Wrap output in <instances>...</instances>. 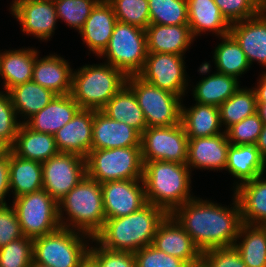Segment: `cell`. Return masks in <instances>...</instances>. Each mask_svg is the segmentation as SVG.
Instances as JSON below:
<instances>
[{
    "instance_id": "52a82bcc",
    "label": "cell",
    "mask_w": 266,
    "mask_h": 267,
    "mask_svg": "<svg viewBox=\"0 0 266 267\" xmlns=\"http://www.w3.org/2000/svg\"><path fill=\"white\" fill-rule=\"evenodd\" d=\"M141 146L91 149L86 157L87 176L102 184L107 181L143 178Z\"/></svg>"
},
{
    "instance_id": "5b68a950",
    "label": "cell",
    "mask_w": 266,
    "mask_h": 267,
    "mask_svg": "<svg viewBox=\"0 0 266 267\" xmlns=\"http://www.w3.org/2000/svg\"><path fill=\"white\" fill-rule=\"evenodd\" d=\"M126 81L122 71L106 62L85 65L73 71L70 94L80 109L100 111Z\"/></svg>"
},
{
    "instance_id": "7bdbcfd3",
    "label": "cell",
    "mask_w": 266,
    "mask_h": 267,
    "mask_svg": "<svg viewBox=\"0 0 266 267\" xmlns=\"http://www.w3.org/2000/svg\"><path fill=\"white\" fill-rule=\"evenodd\" d=\"M231 25L259 14L263 8L255 0H214Z\"/></svg>"
},
{
    "instance_id": "60d3db41",
    "label": "cell",
    "mask_w": 266,
    "mask_h": 267,
    "mask_svg": "<svg viewBox=\"0 0 266 267\" xmlns=\"http://www.w3.org/2000/svg\"><path fill=\"white\" fill-rule=\"evenodd\" d=\"M32 261V238L23 236L0 248V267H30Z\"/></svg>"
},
{
    "instance_id": "6da1fadb",
    "label": "cell",
    "mask_w": 266,
    "mask_h": 267,
    "mask_svg": "<svg viewBox=\"0 0 266 267\" xmlns=\"http://www.w3.org/2000/svg\"><path fill=\"white\" fill-rule=\"evenodd\" d=\"M233 196V206L230 208L194 197L176 208L171 215L201 252L231 247L237 241L243 224L239 202Z\"/></svg>"
},
{
    "instance_id": "9a60e30c",
    "label": "cell",
    "mask_w": 266,
    "mask_h": 267,
    "mask_svg": "<svg viewBox=\"0 0 266 267\" xmlns=\"http://www.w3.org/2000/svg\"><path fill=\"white\" fill-rule=\"evenodd\" d=\"M11 13L20 22L22 32L48 40L54 33L57 22L53 0H14Z\"/></svg>"
},
{
    "instance_id": "8992f818",
    "label": "cell",
    "mask_w": 266,
    "mask_h": 267,
    "mask_svg": "<svg viewBox=\"0 0 266 267\" xmlns=\"http://www.w3.org/2000/svg\"><path fill=\"white\" fill-rule=\"evenodd\" d=\"M85 238L93 239L85 233L62 227L34 238L33 260L49 267H79L89 251Z\"/></svg>"
},
{
    "instance_id": "816d5d0a",
    "label": "cell",
    "mask_w": 266,
    "mask_h": 267,
    "mask_svg": "<svg viewBox=\"0 0 266 267\" xmlns=\"http://www.w3.org/2000/svg\"><path fill=\"white\" fill-rule=\"evenodd\" d=\"M262 157L266 160V124H263L262 131L255 144Z\"/></svg>"
},
{
    "instance_id": "f546056e",
    "label": "cell",
    "mask_w": 266,
    "mask_h": 267,
    "mask_svg": "<svg viewBox=\"0 0 266 267\" xmlns=\"http://www.w3.org/2000/svg\"><path fill=\"white\" fill-rule=\"evenodd\" d=\"M35 59V48L6 50L1 53L0 76L4 79V89L7 92L11 88L32 80Z\"/></svg>"
},
{
    "instance_id": "b9f144b4",
    "label": "cell",
    "mask_w": 266,
    "mask_h": 267,
    "mask_svg": "<svg viewBox=\"0 0 266 267\" xmlns=\"http://www.w3.org/2000/svg\"><path fill=\"white\" fill-rule=\"evenodd\" d=\"M262 127L263 122L255 113L239 123L233 124L225 132L231 145H255Z\"/></svg>"
},
{
    "instance_id": "ab89813d",
    "label": "cell",
    "mask_w": 266,
    "mask_h": 267,
    "mask_svg": "<svg viewBox=\"0 0 266 267\" xmlns=\"http://www.w3.org/2000/svg\"><path fill=\"white\" fill-rule=\"evenodd\" d=\"M100 0H53L57 18L80 31Z\"/></svg>"
},
{
    "instance_id": "ac0fdd59",
    "label": "cell",
    "mask_w": 266,
    "mask_h": 267,
    "mask_svg": "<svg viewBox=\"0 0 266 267\" xmlns=\"http://www.w3.org/2000/svg\"><path fill=\"white\" fill-rule=\"evenodd\" d=\"M93 110L79 109L73 118L55 134L60 153H73L86 158L91 151Z\"/></svg>"
},
{
    "instance_id": "1f68e13d",
    "label": "cell",
    "mask_w": 266,
    "mask_h": 267,
    "mask_svg": "<svg viewBox=\"0 0 266 267\" xmlns=\"http://www.w3.org/2000/svg\"><path fill=\"white\" fill-rule=\"evenodd\" d=\"M10 189L14 198L43 189L42 163L10 152Z\"/></svg>"
},
{
    "instance_id": "d6986e66",
    "label": "cell",
    "mask_w": 266,
    "mask_h": 267,
    "mask_svg": "<svg viewBox=\"0 0 266 267\" xmlns=\"http://www.w3.org/2000/svg\"><path fill=\"white\" fill-rule=\"evenodd\" d=\"M230 143L226 132L209 137L189 138L186 165L197 169L224 170Z\"/></svg>"
},
{
    "instance_id": "7c38bea8",
    "label": "cell",
    "mask_w": 266,
    "mask_h": 267,
    "mask_svg": "<svg viewBox=\"0 0 266 267\" xmlns=\"http://www.w3.org/2000/svg\"><path fill=\"white\" fill-rule=\"evenodd\" d=\"M86 175V158L77 154L59 152L42 162L43 189L57 202Z\"/></svg>"
},
{
    "instance_id": "cb8c5ba5",
    "label": "cell",
    "mask_w": 266,
    "mask_h": 267,
    "mask_svg": "<svg viewBox=\"0 0 266 267\" xmlns=\"http://www.w3.org/2000/svg\"><path fill=\"white\" fill-rule=\"evenodd\" d=\"M80 109L71 94L56 95L49 104L25 121L32 130L54 135Z\"/></svg>"
},
{
    "instance_id": "f1b7e54d",
    "label": "cell",
    "mask_w": 266,
    "mask_h": 267,
    "mask_svg": "<svg viewBox=\"0 0 266 267\" xmlns=\"http://www.w3.org/2000/svg\"><path fill=\"white\" fill-rule=\"evenodd\" d=\"M181 107V124L188 138L215 136L222 127L218 106L196 103L190 108Z\"/></svg>"
},
{
    "instance_id": "8d00e7d4",
    "label": "cell",
    "mask_w": 266,
    "mask_h": 267,
    "mask_svg": "<svg viewBox=\"0 0 266 267\" xmlns=\"http://www.w3.org/2000/svg\"><path fill=\"white\" fill-rule=\"evenodd\" d=\"M221 124L226 131L233 124L252 116L257 110L255 90L239 88L230 98L219 106Z\"/></svg>"
},
{
    "instance_id": "f35d334b",
    "label": "cell",
    "mask_w": 266,
    "mask_h": 267,
    "mask_svg": "<svg viewBox=\"0 0 266 267\" xmlns=\"http://www.w3.org/2000/svg\"><path fill=\"white\" fill-rule=\"evenodd\" d=\"M117 21L146 29L150 25L148 0H107Z\"/></svg>"
},
{
    "instance_id": "603a6c76",
    "label": "cell",
    "mask_w": 266,
    "mask_h": 267,
    "mask_svg": "<svg viewBox=\"0 0 266 267\" xmlns=\"http://www.w3.org/2000/svg\"><path fill=\"white\" fill-rule=\"evenodd\" d=\"M145 32L148 53L184 55L194 39L188 24H150Z\"/></svg>"
},
{
    "instance_id": "4316f807",
    "label": "cell",
    "mask_w": 266,
    "mask_h": 267,
    "mask_svg": "<svg viewBox=\"0 0 266 267\" xmlns=\"http://www.w3.org/2000/svg\"><path fill=\"white\" fill-rule=\"evenodd\" d=\"M11 148L20 158L41 163L59 153L54 135L34 131L25 123L19 126L15 143Z\"/></svg>"
},
{
    "instance_id": "4fadbf2b",
    "label": "cell",
    "mask_w": 266,
    "mask_h": 267,
    "mask_svg": "<svg viewBox=\"0 0 266 267\" xmlns=\"http://www.w3.org/2000/svg\"><path fill=\"white\" fill-rule=\"evenodd\" d=\"M183 59V55L178 54L147 53L138 76L162 90L183 97L188 87Z\"/></svg>"
},
{
    "instance_id": "2e32d148",
    "label": "cell",
    "mask_w": 266,
    "mask_h": 267,
    "mask_svg": "<svg viewBox=\"0 0 266 267\" xmlns=\"http://www.w3.org/2000/svg\"><path fill=\"white\" fill-rule=\"evenodd\" d=\"M152 245L168 255L184 260L188 265L202 261L201 250L171 214H167L158 225Z\"/></svg>"
},
{
    "instance_id": "c3c4849f",
    "label": "cell",
    "mask_w": 266,
    "mask_h": 267,
    "mask_svg": "<svg viewBox=\"0 0 266 267\" xmlns=\"http://www.w3.org/2000/svg\"><path fill=\"white\" fill-rule=\"evenodd\" d=\"M23 237L20 223L12 205H0V248Z\"/></svg>"
},
{
    "instance_id": "f5cc1de1",
    "label": "cell",
    "mask_w": 266,
    "mask_h": 267,
    "mask_svg": "<svg viewBox=\"0 0 266 267\" xmlns=\"http://www.w3.org/2000/svg\"><path fill=\"white\" fill-rule=\"evenodd\" d=\"M11 149L12 148L8 143L0 139V160L7 158L11 152Z\"/></svg>"
},
{
    "instance_id": "e0dca14e",
    "label": "cell",
    "mask_w": 266,
    "mask_h": 267,
    "mask_svg": "<svg viewBox=\"0 0 266 267\" xmlns=\"http://www.w3.org/2000/svg\"><path fill=\"white\" fill-rule=\"evenodd\" d=\"M141 146V134L124 122L110 119L105 113L93 110L91 149H113Z\"/></svg>"
},
{
    "instance_id": "ffe728a7",
    "label": "cell",
    "mask_w": 266,
    "mask_h": 267,
    "mask_svg": "<svg viewBox=\"0 0 266 267\" xmlns=\"http://www.w3.org/2000/svg\"><path fill=\"white\" fill-rule=\"evenodd\" d=\"M230 34L239 43L250 66L258 61L266 67V9L259 14L230 25Z\"/></svg>"
},
{
    "instance_id": "bcb514c9",
    "label": "cell",
    "mask_w": 266,
    "mask_h": 267,
    "mask_svg": "<svg viewBox=\"0 0 266 267\" xmlns=\"http://www.w3.org/2000/svg\"><path fill=\"white\" fill-rule=\"evenodd\" d=\"M88 255L99 267H137L134 253L89 246Z\"/></svg>"
},
{
    "instance_id": "8fae6325",
    "label": "cell",
    "mask_w": 266,
    "mask_h": 267,
    "mask_svg": "<svg viewBox=\"0 0 266 267\" xmlns=\"http://www.w3.org/2000/svg\"><path fill=\"white\" fill-rule=\"evenodd\" d=\"M189 138L181 122L166 127H147L141 134L142 160L186 164Z\"/></svg>"
},
{
    "instance_id": "74e56055",
    "label": "cell",
    "mask_w": 266,
    "mask_h": 267,
    "mask_svg": "<svg viewBox=\"0 0 266 267\" xmlns=\"http://www.w3.org/2000/svg\"><path fill=\"white\" fill-rule=\"evenodd\" d=\"M150 24H188L187 0H148Z\"/></svg>"
},
{
    "instance_id": "5bb4252c",
    "label": "cell",
    "mask_w": 266,
    "mask_h": 267,
    "mask_svg": "<svg viewBox=\"0 0 266 267\" xmlns=\"http://www.w3.org/2000/svg\"><path fill=\"white\" fill-rule=\"evenodd\" d=\"M100 185L106 219L127 216L147 204L142 179L107 181Z\"/></svg>"
},
{
    "instance_id": "f907efd6",
    "label": "cell",
    "mask_w": 266,
    "mask_h": 267,
    "mask_svg": "<svg viewBox=\"0 0 266 267\" xmlns=\"http://www.w3.org/2000/svg\"><path fill=\"white\" fill-rule=\"evenodd\" d=\"M260 81L255 90L257 103H266V71L264 74H261Z\"/></svg>"
},
{
    "instance_id": "d590c367",
    "label": "cell",
    "mask_w": 266,
    "mask_h": 267,
    "mask_svg": "<svg viewBox=\"0 0 266 267\" xmlns=\"http://www.w3.org/2000/svg\"><path fill=\"white\" fill-rule=\"evenodd\" d=\"M222 42L214 50L216 72L239 78L250 68L245 53L231 34L222 36Z\"/></svg>"
},
{
    "instance_id": "d6a6232c",
    "label": "cell",
    "mask_w": 266,
    "mask_h": 267,
    "mask_svg": "<svg viewBox=\"0 0 266 267\" xmlns=\"http://www.w3.org/2000/svg\"><path fill=\"white\" fill-rule=\"evenodd\" d=\"M8 93L16 115L24 116V121L21 123H25L26 118L29 119L35 115L56 96L51 90L32 80L11 88Z\"/></svg>"
},
{
    "instance_id": "7a4b0ae2",
    "label": "cell",
    "mask_w": 266,
    "mask_h": 267,
    "mask_svg": "<svg viewBox=\"0 0 266 267\" xmlns=\"http://www.w3.org/2000/svg\"><path fill=\"white\" fill-rule=\"evenodd\" d=\"M166 215L162 208L147 203L127 216L106 219L92 242L112 251L135 253L152 244L157 227Z\"/></svg>"
},
{
    "instance_id": "d4e9b609",
    "label": "cell",
    "mask_w": 266,
    "mask_h": 267,
    "mask_svg": "<svg viewBox=\"0 0 266 267\" xmlns=\"http://www.w3.org/2000/svg\"><path fill=\"white\" fill-rule=\"evenodd\" d=\"M262 176L234 188L245 224L266 226V180Z\"/></svg>"
},
{
    "instance_id": "f6af8a7d",
    "label": "cell",
    "mask_w": 266,
    "mask_h": 267,
    "mask_svg": "<svg viewBox=\"0 0 266 267\" xmlns=\"http://www.w3.org/2000/svg\"><path fill=\"white\" fill-rule=\"evenodd\" d=\"M137 267H188L182 259L156 249L152 244L134 253Z\"/></svg>"
},
{
    "instance_id": "680465c9",
    "label": "cell",
    "mask_w": 266,
    "mask_h": 267,
    "mask_svg": "<svg viewBox=\"0 0 266 267\" xmlns=\"http://www.w3.org/2000/svg\"><path fill=\"white\" fill-rule=\"evenodd\" d=\"M263 9H266V0H255Z\"/></svg>"
},
{
    "instance_id": "e575fe53",
    "label": "cell",
    "mask_w": 266,
    "mask_h": 267,
    "mask_svg": "<svg viewBox=\"0 0 266 267\" xmlns=\"http://www.w3.org/2000/svg\"><path fill=\"white\" fill-rule=\"evenodd\" d=\"M236 239L241 242L234 247L247 267H266V226L243 223Z\"/></svg>"
},
{
    "instance_id": "9c48e42d",
    "label": "cell",
    "mask_w": 266,
    "mask_h": 267,
    "mask_svg": "<svg viewBox=\"0 0 266 267\" xmlns=\"http://www.w3.org/2000/svg\"><path fill=\"white\" fill-rule=\"evenodd\" d=\"M126 84L136 95L147 127H166L181 121V96L162 90L141 79L138 75L127 77Z\"/></svg>"
},
{
    "instance_id": "83f0119b",
    "label": "cell",
    "mask_w": 266,
    "mask_h": 267,
    "mask_svg": "<svg viewBox=\"0 0 266 267\" xmlns=\"http://www.w3.org/2000/svg\"><path fill=\"white\" fill-rule=\"evenodd\" d=\"M265 169L266 160L262 157L255 145L230 144L225 170L229 171L233 177L238 179L235 183V188L244 182L263 175Z\"/></svg>"
},
{
    "instance_id": "11a10c76",
    "label": "cell",
    "mask_w": 266,
    "mask_h": 267,
    "mask_svg": "<svg viewBox=\"0 0 266 267\" xmlns=\"http://www.w3.org/2000/svg\"><path fill=\"white\" fill-rule=\"evenodd\" d=\"M79 267H99L97 263L89 256L79 264Z\"/></svg>"
},
{
    "instance_id": "6f0895ef",
    "label": "cell",
    "mask_w": 266,
    "mask_h": 267,
    "mask_svg": "<svg viewBox=\"0 0 266 267\" xmlns=\"http://www.w3.org/2000/svg\"><path fill=\"white\" fill-rule=\"evenodd\" d=\"M188 267H207V266L203 261H201L197 264L189 265Z\"/></svg>"
},
{
    "instance_id": "ba28073f",
    "label": "cell",
    "mask_w": 266,
    "mask_h": 267,
    "mask_svg": "<svg viewBox=\"0 0 266 267\" xmlns=\"http://www.w3.org/2000/svg\"><path fill=\"white\" fill-rule=\"evenodd\" d=\"M147 53L145 30L117 21L109 44L99 57L107 58L108 64L128 77L141 72Z\"/></svg>"
},
{
    "instance_id": "30bf717a",
    "label": "cell",
    "mask_w": 266,
    "mask_h": 267,
    "mask_svg": "<svg viewBox=\"0 0 266 267\" xmlns=\"http://www.w3.org/2000/svg\"><path fill=\"white\" fill-rule=\"evenodd\" d=\"M12 205L25 237L34 239L61 228L58 202L44 189L16 197Z\"/></svg>"
},
{
    "instance_id": "277c9868",
    "label": "cell",
    "mask_w": 266,
    "mask_h": 267,
    "mask_svg": "<svg viewBox=\"0 0 266 267\" xmlns=\"http://www.w3.org/2000/svg\"><path fill=\"white\" fill-rule=\"evenodd\" d=\"M64 211L69 216L66 219ZM58 214L62 228L77 230L93 238L106 220L100 183L86 175L58 201Z\"/></svg>"
},
{
    "instance_id": "db71d44e",
    "label": "cell",
    "mask_w": 266,
    "mask_h": 267,
    "mask_svg": "<svg viewBox=\"0 0 266 267\" xmlns=\"http://www.w3.org/2000/svg\"><path fill=\"white\" fill-rule=\"evenodd\" d=\"M256 113L261 118L263 124H266V103H257Z\"/></svg>"
},
{
    "instance_id": "44dd1931",
    "label": "cell",
    "mask_w": 266,
    "mask_h": 267,
    "mask_svg": "<svg viewBox=\"0 0 266 267\" xmlns=\"http://www.w3.org/2000/svg\"><path fill=\"white\" fill-rule=\"evenodd\" d=\"M116 23L117 18L111 4L107 0H100L79 34L90 51L100 56L109 44Z\"/></svg>"
},
{
    "instance_id": "484cf974",
    "label": "cell",
    "mask_w": 266,
    "mask_h": 267,
    "mask_svg": "<svg viewBox=\"0 0 266 267\" xmlns=\"http://www.w3.org/2000/svg\"><path fill=\"white\" fill-rule=\"evenodd\" d=\"M188 25L195 39L210 31L222 36L230 34V24L223 17L214 0H187Z\"/></svg>"
},
{
    "instance_id": "7dc6e473",
    "label": "cell",
    "mask_w": 266,
    "mask_h": 267,
    "mask_svg": "<svg viewBox=\"0 0 266 267\" xmlns=\"http://www.w3.org/2000/svg\"><path fill=\"white\" fill-rule=\"evenodd\" d=\"M202 261L207 267H247L234 246L208 249Z\"/></svg>"
},
{
    "instance_id": "4dcf8cb0",
    "label": "cell",
    "mask_w": 266,
    "mask_h": 267,
    "mask_svg": "<svg viewBox=\"0 0 266 267\" xmlns=\"http://www.w3.org/2000/svg\"><path fill=\"white\" fill-rule=\"evenodd\" d=\"M110 119L124 122L140 134L147 128L142 109L133 90L125 84L101 110Z\"/></svg>"
},
{
    "instance_id": "9f6ffc18",
    "label": "cell",
    "mask_w": 266,
    "mask_h": 267,
    "mask_svg": "<svg viewBox=\"0 0 266 267\" xmlns=\"http://www.w3.org/2000/svg\"><path fill=\"white\" fill-rule=\"evenodd\" d=\"M30 267H49V266L40 264V263L35 262V261L33 260L32 263L30 264Z\"/></svg>"
},
{
    "instance_id": "836d02e7",
    "label": "cell",
    "mask_w": 266,
    "mask_h": 267,
    "mask_svg": "<svg viewBox=\"0 0 266 267\" xmlns=\"http://www.w3.org/2000/svg\"><path fill=\"white\" fill-rule=\"evenodd\" d=\"M238 80L233 76L214 72L196 84L193 97L196 103L219 107L240 88Z\"/></svg>"
},
{
    "instance_id": "7402d4cb",
    "label": "cell",
    "mask_w": 266,
    "mask_h": 267,
    "mask_svg": "<svg viewBox=\"0 0 266 267\" xmlns=\"http://www.w3.org/2000/svg\"><path fill=\"white\" fill-rule=\"evenodd\" d=\"M38 56L36 50L32 81L51 90L56 95L70 94L73 69L70 68L68 61L57 54H51L40 59H38Z\"/></svg>"
},
{
    "instance_id": "681fc988",
    "label": "cell",
    "mask_w": 266,
    "mask_h": 267,
    "mask_svg": "<svg viewBox=\"0 0 266 267\" xmlns=\"http://www.w3.org/2000/svg\"><path fill=\"white\" fill-rule=\"evenodd\" d=\"M10 154L7 158L0 160V205L7 204L5 197L10 192Z\"/></svg>"
},
{
    "instance_id": "ee69618b",
    "label": "cell",
    "mask_w": 266,
    "mask_h": 267,
    "mask_svg": "<svg viewBox=\"0 0 266 267\" xmlns=\"http://www.w3.org/2000/svg\"><path fill=\"white\" fill-rule=\"evenodd\" d=\"M4 92L0 91V139L12 147L21 121L17 119L9 93L7 91Z\"/></svg>"
},
{
    "instance_id": "3957f363",
    "label": "cell",
    "mask_w": 266,
    "mask_h": 267,
    "mask_svg": "<svg viewBox=\"0 0 266 267\" xmlns=\"http://www.w3.org/2000/svg\"><path fill=\"white\" fill-rule=\"evenodd\" d=\"M191 172L186 164L169 161L144 162L146 201L171 214L194 198L190 194Z\"/></svg>"
}]
</instances>
